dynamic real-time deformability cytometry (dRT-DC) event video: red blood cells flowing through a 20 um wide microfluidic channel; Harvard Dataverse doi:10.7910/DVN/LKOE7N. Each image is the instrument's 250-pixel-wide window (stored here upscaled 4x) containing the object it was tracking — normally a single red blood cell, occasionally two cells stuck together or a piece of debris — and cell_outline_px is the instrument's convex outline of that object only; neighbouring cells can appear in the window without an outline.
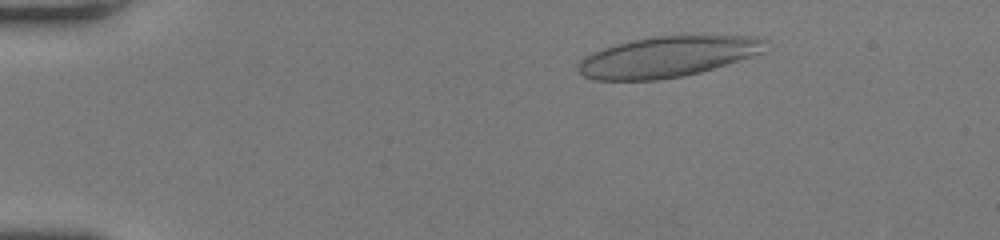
{"species": "human", "species_latin": "Homo sapiens", "temperature_condition": "room temperature", "stored_images_in_passage": 48, "camera_frame_rate_fps": 3000, "um_per_image_px": 0.085, "donor": {"sex": "female"}, "frame": {"image": 1, "passage_image": 7, "time_ms": 2.0, "image_size_px": [1000, 240], "cell_outline_px": [[768, 40], [764, 52], [752, 56], [700, 72], [684, 76], [656, 80], [592, 80], [584, 76], [576, 68], [580, 60], [584, 56], [604, 48], [616, 44], [632, 40], [656, 36], [696, 32], [704, 32], [760, 36]], "centroid_in_image_um": [56.86, 4.76], "position_along_channel_um": 28.1, "area_um2": 45.95}}
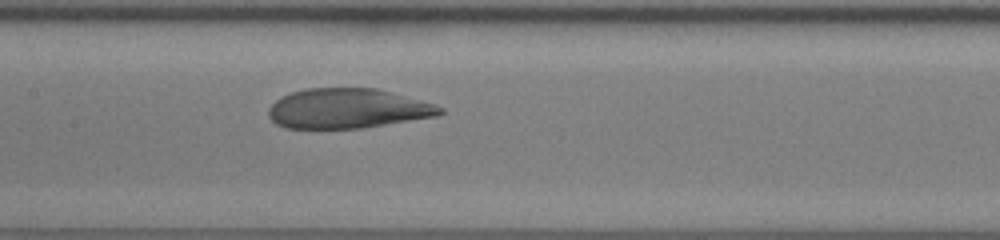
{"frame": {"image": 2, "passage_image": 24, "time_ms": 7.667, "image_size_px": [1000, 240], "cell_outline_px": [[444, 112], [436, 116], [364, 128], [284, 128], [276, 124], [268, 116], [268, 108], [276, 100], [292, 92], [304, 88], [376, 88], [392, 92], [436, 104], [444, 108]], "centroid_in_image_um": [29.55, 9.22], "position_along_channel_um": 177.8, "area_um2": 39.88}}
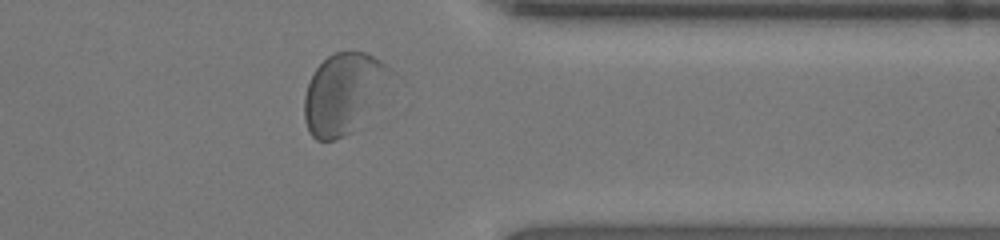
{"frame": {"image": 3, "passage_image": 39, "time_ms": 12.667, "image_size_px": [1000, 240], "cell_outline_px": [[388, 68], [368, 104], [348, 132], [344, 136], [336, 140], [316, 140], [308, 132], [304, 120], [304, 96], [308, 84], [316, 68], [328, 56], [336, 52], [364, 52], [380, 60]], "centroid_in_image_um": [28.94, 7.91], "position_along_channel_um": 382.5, "area_um2": 36.88}, "authors_computed_cell_mechanics": {"area_um2": 42.4541, "velocity_mm_per_s": 4.1715, "shape_relaxation_time_tau1_ms": 6.1019, "shape_relaxation_time_tau2_ms": null, "deformation_change_tau1": 0.2259, "deformation_change_tau2": null}}